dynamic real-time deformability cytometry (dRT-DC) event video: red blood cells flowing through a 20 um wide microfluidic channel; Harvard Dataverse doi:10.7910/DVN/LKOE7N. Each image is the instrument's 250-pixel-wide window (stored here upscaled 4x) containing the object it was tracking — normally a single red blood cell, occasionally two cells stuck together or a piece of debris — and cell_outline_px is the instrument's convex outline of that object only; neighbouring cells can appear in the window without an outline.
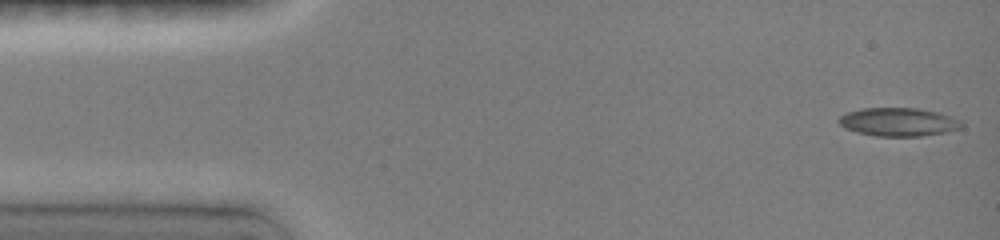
{"species": "common noctule bat (a hibernating species)", "species_latin": "Nyctalus noctula", "temperature_condition": "room temperature", "stored_images_in_passage": 10, "camera_frame_rate_fps": 3000, "um_per_image_px": 0.085, "animal": {"sex": "female", "body_mass_g": 19.0, "forearm_length_mm": 51.5}, "frame": {"image": 1, "passage_image": 1, "time_ms": 0.0, "image_size_px": [1000, 240], "cell_outline_px": [[964, 124], [960, 128], [944, 132], [920, 136], [876, 136], [856, 132], [844, 128], [836, 120], [840, 116], [848, 112], [860, 108], [916, 108], [936, 112], [952, 116], [960, 120]], "centroid_in_image_um": [76.33, 10.36], "position_along_channel_um": 8.7, "area_um2": 20.29}}
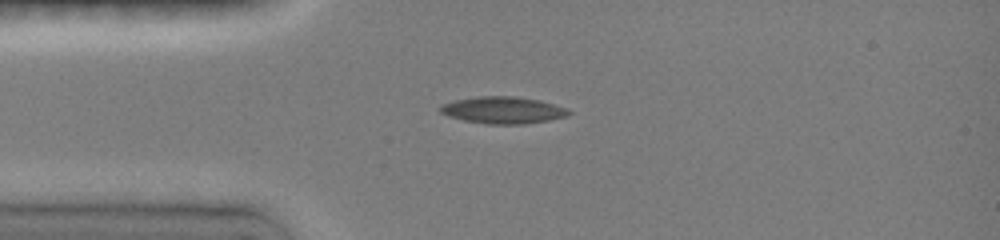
{"frame": {"image": 2, "passage_image": 7, "time_ms": 3.333, "image_size_px": [1000, 240], "cell_outline_px": [[572, 112], [568, 116], [548, 120], [524, 124], [488, 124], [464, 120], [448, 116], [440, 112], [440, 104], [456, 100], [476, 96], [512, 96], [540, 100], [568, 108]], "centroid_in_image_um": [42.77, 9.36], "position_along_channel_um": 42.2, "area_um2": 20.17}}